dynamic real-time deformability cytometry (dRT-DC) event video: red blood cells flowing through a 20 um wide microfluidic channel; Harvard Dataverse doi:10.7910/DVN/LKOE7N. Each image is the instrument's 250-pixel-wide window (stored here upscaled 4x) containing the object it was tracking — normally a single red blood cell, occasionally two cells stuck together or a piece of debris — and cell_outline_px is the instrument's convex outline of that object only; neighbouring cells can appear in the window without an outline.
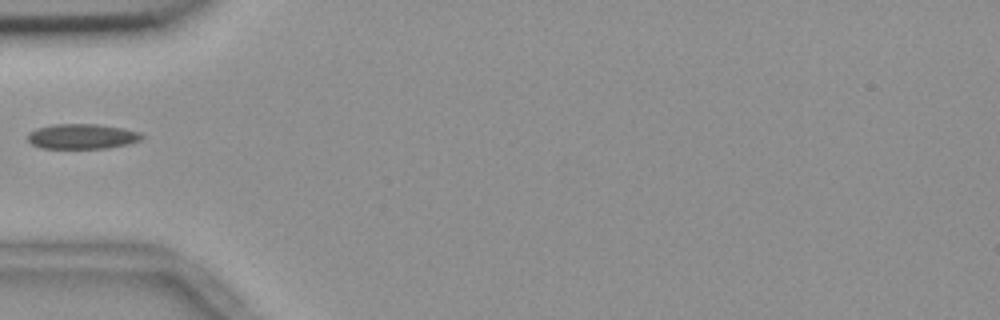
{"species": "common noctule bat (a hibernating species)", "species_latin": "Nyctalus noctula", "temperature_condition": "room temperature", "stored_images_in_passage": 2, "camera_frame_rate_fps": 3000, "um_per_image_px": 0.085, "animal": {"sex": "female", "body_mass_g": 18.4}, "frame": {"image": 1, "passage_image": 1, "time_ms": 0.0, "image_size_px": [1000, 320], "cell_outline_px": [[144, 136], [140, 140], [128, 144], [108, 148], [40, 148], [32, 144], [28, 140], [28, 136], [36, 128], [52, 124], [96, 124], [120, 128], [140, 132]], "centroid_in_image_um": [6.98, 11.6], "position_along_channel_um": 78.0, "area_um2": 16.53}}